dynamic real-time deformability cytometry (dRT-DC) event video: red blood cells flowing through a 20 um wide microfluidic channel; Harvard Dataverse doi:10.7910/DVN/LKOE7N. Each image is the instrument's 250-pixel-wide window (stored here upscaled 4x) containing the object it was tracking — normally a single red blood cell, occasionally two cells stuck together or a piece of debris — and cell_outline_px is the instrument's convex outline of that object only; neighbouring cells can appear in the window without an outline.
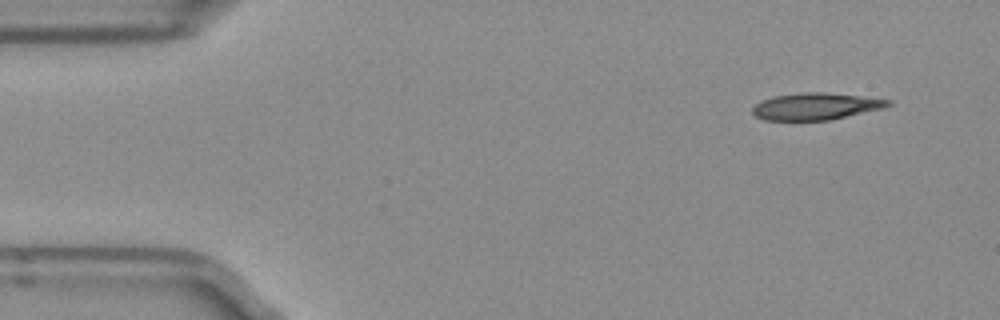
{"species": "Egyptian fruit bat (a non-hibernating species)", "species_latin": "Rousettus aegyptiacus", "temperature_condition": "room temperature", "stored_images_in_passage": 47, "camera_frame_rate_fps": 3000, "um_per_image_px": 0.085, "frame": {"image": 1, "passage_image": 1, "time_ms": 0.0, "image_size_px": [1000, 320], "cell_outline_px": [[892, 104], [884, 108], [832, 120], [764, 120], [756, 116], [752, 112], [752, 108], [756, 104], [764, 100], [776, 96], [808, 92], [824, 92], [892, 100]], "centroid_in_image_um": [69.38, 9.05], "position_along_channel_um": 15.6, "area_um2": 21.04}}
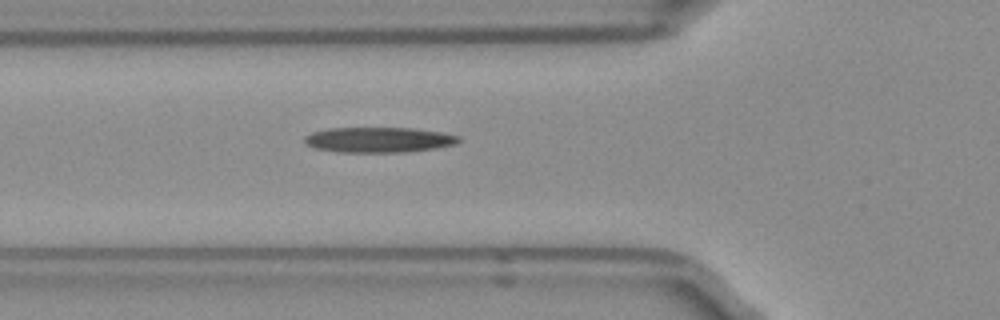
{"frame": {"image": 2, "passage_image": 14, "time_ms": 4.333, "image_size_px": [1000, 320], "cell_outline_px": [[460, 140], [456, 144], [436, 148], [408, 152], [340, 152], [316, 148], [304, 144], [304, 136], [312, 132], [328, 128], [412, 128], [440, 132], [460, 136]], "centroid_in_image_um": [32.18, 11.88], "position_along_channel_um": 93.6, "area_um2": 22.77}}
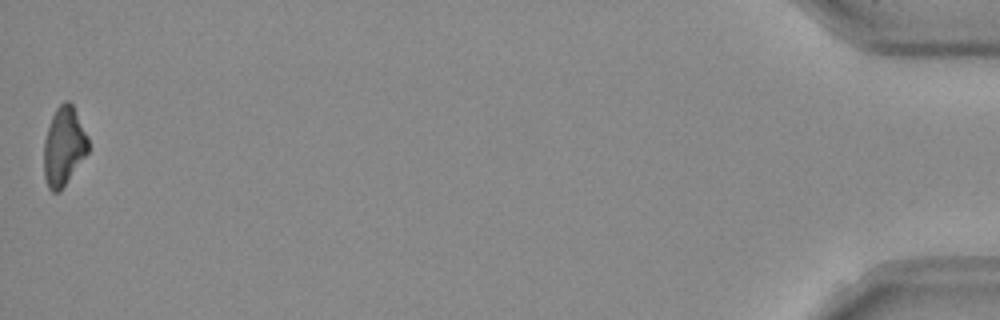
{"frame": {"image": 3, "passage_image": 47, "time_ms": 15.333, "image_size_px": [1000, 320], "cell_outline_px": [[88, 152], [60, 192], [52, 192], [48, 188], [44, 176], [44, 140], [52, 116], [56, 108], [64, 100], [68, 100], [72, 104], [88, 136]], "centroid_in_image_um": [5.42, 12.45], "position_along_channel_um": 429.8, "area_um2": 20.29}, "authors_computed_cell_mechanics": {"area_um2": 21.7328, "velocity_mm_per_s": 3.976, "shape_relaxation_time_tau1_ms": 7.9916, "shape_relaxation_time_tau2_ms": null, "deformation_change_tau1": 0.198, "deformation_change_tau2": null}}